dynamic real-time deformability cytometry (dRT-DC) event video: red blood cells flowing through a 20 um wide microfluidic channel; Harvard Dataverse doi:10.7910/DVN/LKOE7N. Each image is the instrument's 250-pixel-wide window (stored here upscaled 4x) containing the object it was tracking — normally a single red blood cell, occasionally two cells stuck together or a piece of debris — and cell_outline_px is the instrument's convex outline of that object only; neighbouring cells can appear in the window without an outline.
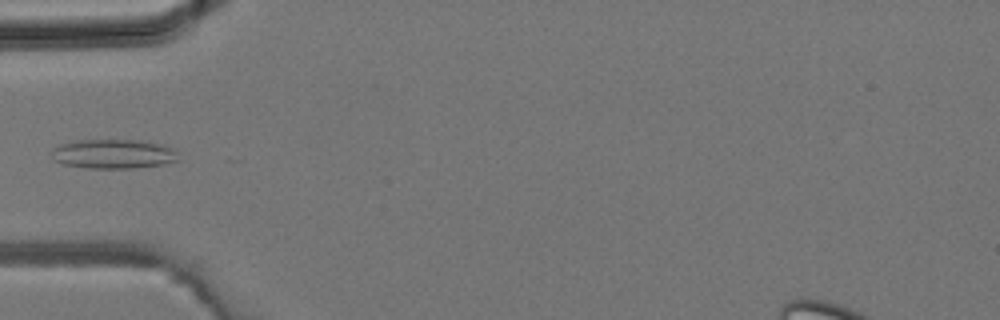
{"species": "common noctule bat (a hibernating species)", "species_latin": "Nyctalus noctula", "temperature_condition": "room temperature", "stored_images_in_passage": 3, "camera_frame_rate_fps": 3000, "um_per_image_px": 0.085, "animal": {"sex": "male", "body_mass_g": 19.2, "forearm_length_mm": 51.8}, "frame": {"image": 1, "passage_image": 3, "time_ms": 0.667, "image_size_px": [1000, 320], "cell_outline_px": [[180, 160], [164, 164], [132, 168], [88, 168], [64, 164], [52, 160], [52, 148], [60, 144], [72, 140], [140, 140], [160, 144], [172, 148], [176, 152]], "centroid_in_image_um": [9.61, 13.08], "position_along_channel_um": 75.4, "area_um2": 21.79}}